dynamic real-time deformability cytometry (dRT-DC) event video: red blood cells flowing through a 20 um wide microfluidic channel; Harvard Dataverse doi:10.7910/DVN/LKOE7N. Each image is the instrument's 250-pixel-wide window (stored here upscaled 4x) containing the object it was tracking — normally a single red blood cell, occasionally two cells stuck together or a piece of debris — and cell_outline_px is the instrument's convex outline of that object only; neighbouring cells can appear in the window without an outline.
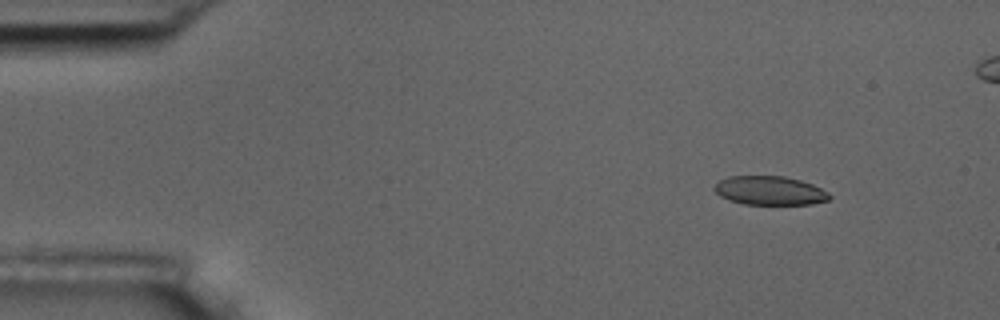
{"species": "common noctule bat (a hibernating species)", "species_latin": "Nyctalus noctula", "temperature_condition": "room temperature", "stored_images_in_passage": 8, "camera_frame_rate_fps": 3000, "um_per_image_px": 0.085, "animal": {"sex": "male", "body_mass_g": 17.5, "forearm_length_mm": 52.3}, "frame": {"image": 1, "passage_image": 2, "time_ms": 1.0, "image_size_px": [1000, 320], "cell_outline_px": [[832, 196], [828, 200], [812, 204], [744, 204], [728, 200], [720, 196], [712, 188], [720, 180], [728, 176], [784, 176], [800, 180], [812, 184], [828, 192]], "centroid_in_image_um": [65.42, 16.2], "position_along_channel_um": 19.6, "area_um2": 19.36}}
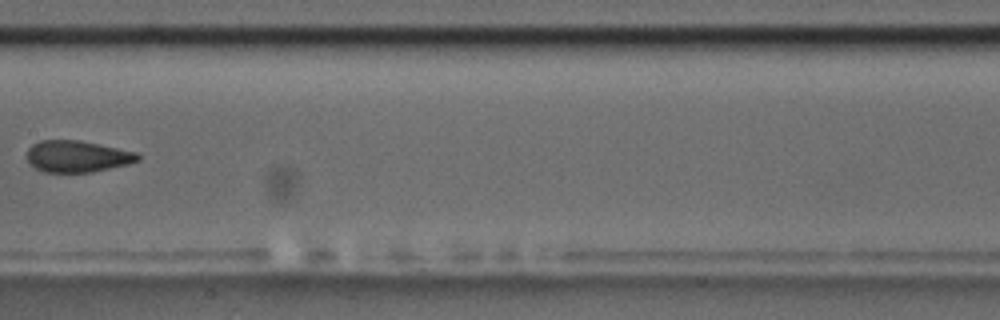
{"frame": {"image": 2, "passage_image": 8, "time_ms": 8.333, "image_size_px": [1000, 320], "cell_outline_px": [[140, 160], [128, 164], [92, 172], [44, 172], [36, 168], [28, 160], [28, 148], [32, 144], [40, 140], [80, 140], [136, 152], [140, 156]], "centroid_in_image_um": [6.57, 13.29], "position_along_channel_um": 200.8, "area_um2": 20.29}}